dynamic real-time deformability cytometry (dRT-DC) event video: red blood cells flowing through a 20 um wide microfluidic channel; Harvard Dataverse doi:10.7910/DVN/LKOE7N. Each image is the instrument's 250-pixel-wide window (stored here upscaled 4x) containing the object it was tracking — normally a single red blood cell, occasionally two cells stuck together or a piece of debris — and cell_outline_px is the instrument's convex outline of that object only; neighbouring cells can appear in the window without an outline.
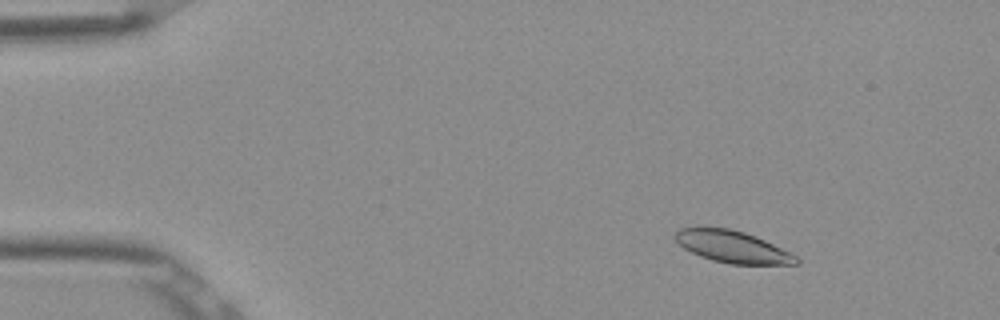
{"species": "Egyptian fruit bat (a non-hibernating species)", "species_latin": "Rousettus aegyptiacus", "temperature_condition": "room temperature", "stored_images_in_passage": 7, "camera_frame_rate_fps": 3000, "um_per_image_px": 0.085, "frame": {"image": 1, "passage_image": 3, "time_ms": 0.667, "image_size_px": [1000, 320], "cell_outline_px": [[800, 264], [732, 264], [712, 260], [700, 256], [684, 248], [672, 236], [680, 228], [728, 228], [744, 232], [756, 236], [796, 256], [800, 260]], "centroid_in_image_um": [62.25, 20.98], "position_along_channel_um": 22.7, "area_um2": 22.14}}
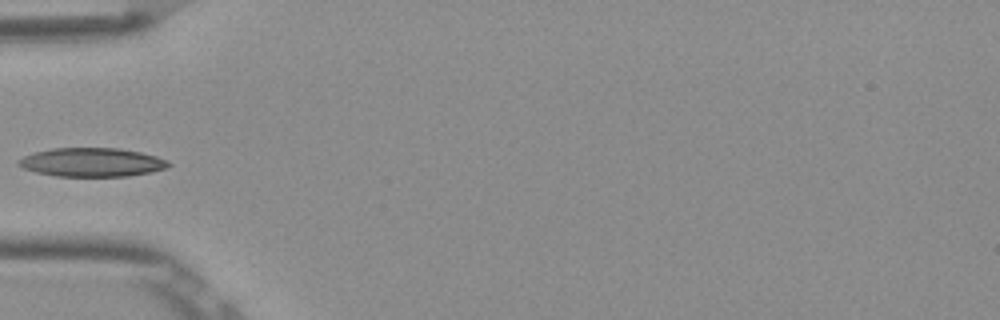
{"frame": {"image": 2, "passage_image": 6, "time_ms": 1.667, "image_size_px": [1000, 320], "cell_outline_px": [[172, 164], [164, 168], [148, 172], [128, 176], [56, 176], [36, 172], [24, 168], [16, 164], [16, 160], [24, 156], [36, 152], [52, 148], [120, 148], [140, 152], [156, 156], [168, 160]], "centroid_in_image_um": [7.79, 13.79], "position_along_channel_um": 77.2, "area_um2": 25.03}}
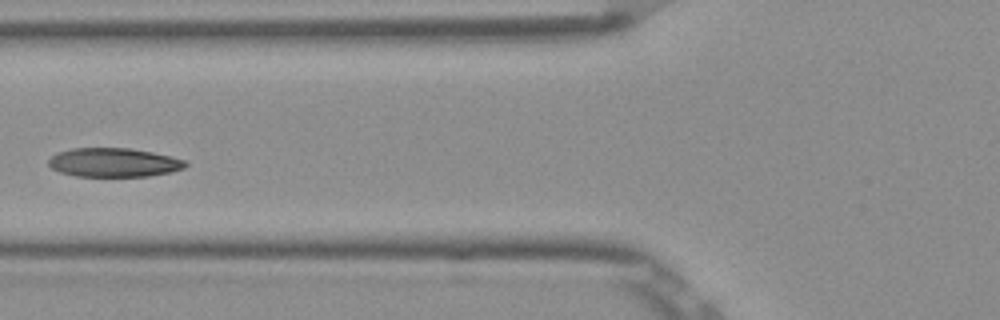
{"frame": {"image": 3, "passage_image": 7, "time_ms": 2.0, "image_size_px": [1000, 320], "cell_outline_px": [[188, 164], [184, 168], [172, 172], [148, 176], [76, 176], [60, 172], [52, 168], [48, 164], [48, 160], [56, 152], [72, 148], [132, 148], [152, 152], [184, 160]], "centroid_in_image_um": [9.65, 13.81], "position_along_channel_um": 116.1, "area_um2": 23.06}}